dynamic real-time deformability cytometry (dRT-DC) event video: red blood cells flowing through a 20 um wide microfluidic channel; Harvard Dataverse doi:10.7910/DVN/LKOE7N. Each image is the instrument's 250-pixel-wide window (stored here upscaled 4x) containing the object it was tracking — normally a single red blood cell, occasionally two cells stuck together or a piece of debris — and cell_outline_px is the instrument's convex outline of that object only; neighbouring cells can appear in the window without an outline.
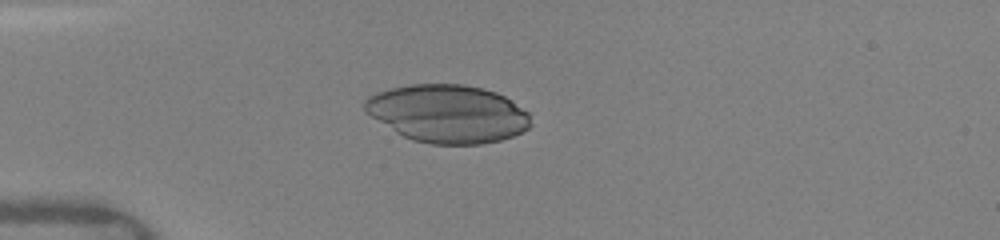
{"species": "human", "species_latin": "Homo sapiens", "temperature_condition": "warm", "stored_images_in_passage": 11, "camera_frame_rate_fps": 3000, "um_per_image_px": 0.085, "donor": {"sex": "female"}, "frame": {"image": 1, "passage_image": 4, "time_ms": 3.333, "image_size_px": [1000, 240], "cell_outline_px": [[532, 124], [524, 132], [500, 140], [480, 144], [432, 144], [412, 140], [396, 132], [364, 112], [364, 100], [368, 96], [376, 92], [392, 88], [412, 84], [464, 84], [484, 88], [496, 92], [504, 96], [528, 112]], "centroid_in_image_um": [38.05, 9.66], "position_along_channel_um": 46.9, "area_um2": 56.12}}
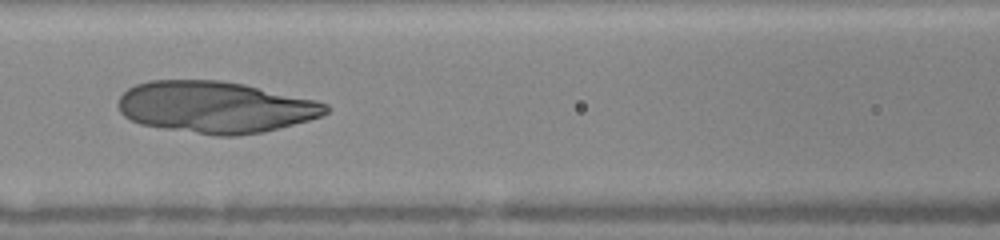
{"frame": {"image": 2, "passage_image": 7, "time_ms": 6.333, "image_size_px": [1000, 240], "cell_outline_px": [[332, 108], [328, 112], [320, 116], [308, 120], [264, 132], [236, 136], [216, 136], [164, 128], [140, 124], [124, 116], [120, 112], [116, 104], [120, 96], [128, 88], [136, 84], [148, 80], [220, 80], [244, 84], [316, 100], [328, 104]], "centroid_in_image_um": [18.29, 9.1], "position_along_channel_um": 148.3, "area_um2": 62.66}}